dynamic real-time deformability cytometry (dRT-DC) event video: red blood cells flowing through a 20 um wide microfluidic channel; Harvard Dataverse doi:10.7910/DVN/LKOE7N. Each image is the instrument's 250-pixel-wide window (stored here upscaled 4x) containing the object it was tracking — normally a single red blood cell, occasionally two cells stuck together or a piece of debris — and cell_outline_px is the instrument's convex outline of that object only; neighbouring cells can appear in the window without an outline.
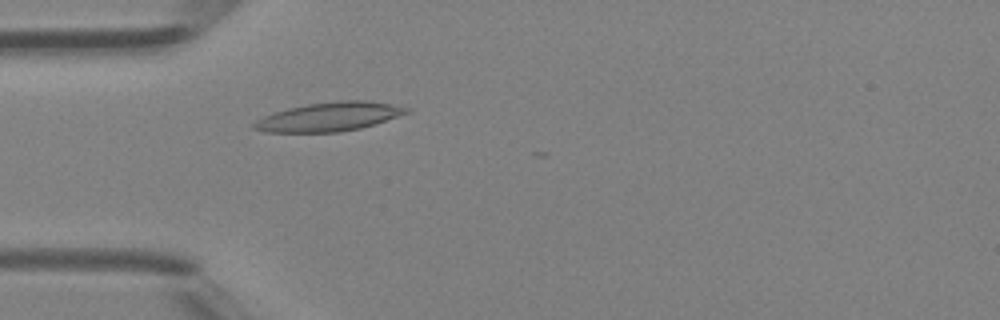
{"species": "Egyptian fruit bat (a non-hibernating species)", "species_latin": "Rousettus aegyptiacus", "temperature_condition": "room temperature", "stored_images_in_passage": 9, "camera_frame_rate_fps": 3000, "um_per_image_px": 0.085, "animal": {"sex": "female"}, "frame": {"image": 1, "passage_image": 3, "time_ms": 0.667, "image_size_px": [1000, 320], "cell_outline_px": [[412, 112], [360, 128], [340, 132], [264, 132], [252, 128], [252, 124], [256, 120], [264, 116], [288, 108], [308, 104], [340, 100], [364, 100], [412, 108]], "centroid_in_image_um": [27.98, 9.92], "position_along_channel_um": 57.0, "area_um2": 25.55}}
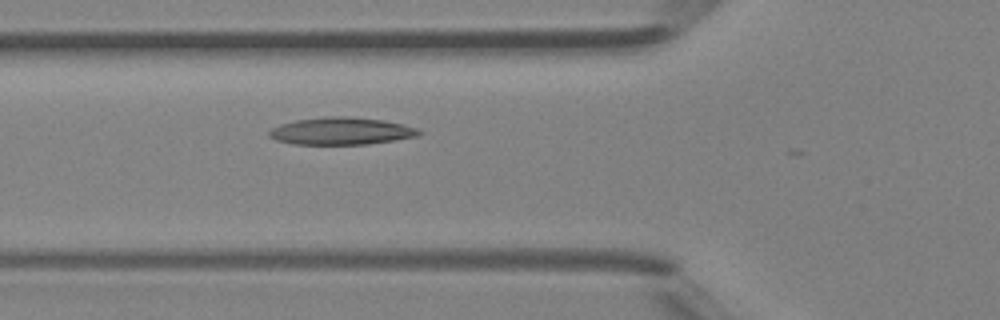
{"frame": {"image": 2, "passage_image": 6, "time_ms": 1.667, "image_size_px": [1000, 320], "cell_outline_px": [[424, 132], [416, 136], [396, 140], [368, 144], [292, 144], [276, 140], [268, 136], [268, 132], [272, 128], [280, 124], [296, 120], [324, 116], [344, 116], [384, 120], [404, 124], [416, 128]], "centroid_in_image_um": [29.0, 11.14], "position_along_channel_um": 96.8, "area_um2": 23.93}}